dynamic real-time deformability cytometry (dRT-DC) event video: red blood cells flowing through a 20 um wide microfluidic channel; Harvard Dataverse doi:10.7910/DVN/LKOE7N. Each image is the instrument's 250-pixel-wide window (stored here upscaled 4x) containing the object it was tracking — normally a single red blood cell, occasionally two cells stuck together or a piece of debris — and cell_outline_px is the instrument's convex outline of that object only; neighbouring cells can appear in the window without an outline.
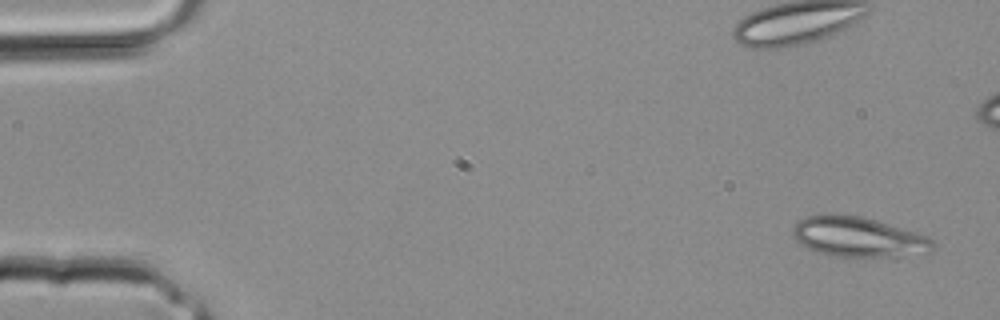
{"species": "common noctule bat (a hibernating species)", "species_latin": "Nyctalus noctula", "temperature_condition": "room temperature", "stored_images_in_passage": 3, "camera_frame_rate_fps": 3000, "um_per_image_px": 0.085, "animal": {"sex": "male", "body_mass_g": 20.4}, "frame": {"image": 1, "passage_image": 1, "time_ms": 0.0, "image_size_px": [1000, 320], "cell_outline_px": [[936, 248], [932, 252], [896, 256], [832, 256], [808, 248], [800, 244], [792, 236], [792, 228], [800, 220], [808, 216], [828, 212], [860, 216], [876, 220], [916, 232], [928, 236], [936, 244]], "centroid_in_image_um": [72.96, 20.12], "position_along_channel_um": 12.0, "area_um2": 32.83}}